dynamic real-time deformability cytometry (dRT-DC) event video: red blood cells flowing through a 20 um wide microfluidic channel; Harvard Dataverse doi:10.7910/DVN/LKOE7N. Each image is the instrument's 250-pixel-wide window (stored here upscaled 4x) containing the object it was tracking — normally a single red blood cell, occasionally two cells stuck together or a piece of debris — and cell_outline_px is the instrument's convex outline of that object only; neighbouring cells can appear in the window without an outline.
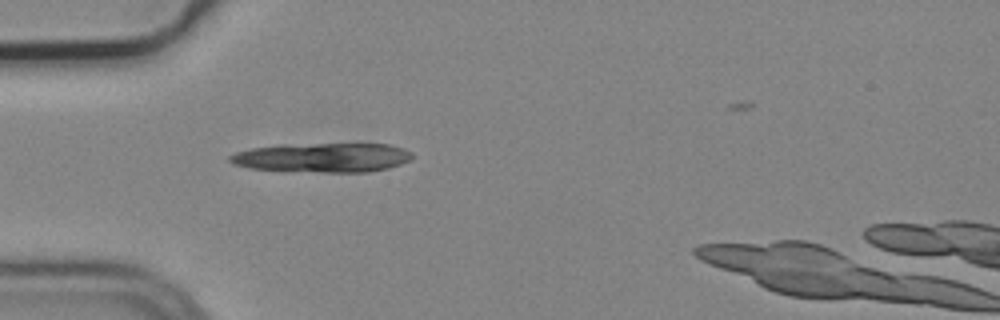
{"species": "common noctule bat (a hibernating species)", "species_latin": "Nyctalus noctula", "temperature_condition": "cold", "stored_images_in_passage": 5, "camera_frame_rate_fps": 3000, "um_per_image_px": 0.085, "animal": {"sex": "male", "body_mass_g": 19.2, "forearm_length_mm": 51.8}, "frame": {"image": 1, "passage_image": 5, "time_ms": 1.333, "image_size_px": [1000, 320], "cell_outline_px": [[412, 156], [408, 160], [400, 164], [388, 168], [368, 172], [324, 172], [248, 168], [232, 164], [228, 160], [228, 156], [236, 152], [252, 148], [280, 144], [388, 144], [404, 148], [412, 152]], "centroid_in_image_um": [27.39, 13.38], "position_along_channel_um": 57.6, "area_um2": 31.1}}